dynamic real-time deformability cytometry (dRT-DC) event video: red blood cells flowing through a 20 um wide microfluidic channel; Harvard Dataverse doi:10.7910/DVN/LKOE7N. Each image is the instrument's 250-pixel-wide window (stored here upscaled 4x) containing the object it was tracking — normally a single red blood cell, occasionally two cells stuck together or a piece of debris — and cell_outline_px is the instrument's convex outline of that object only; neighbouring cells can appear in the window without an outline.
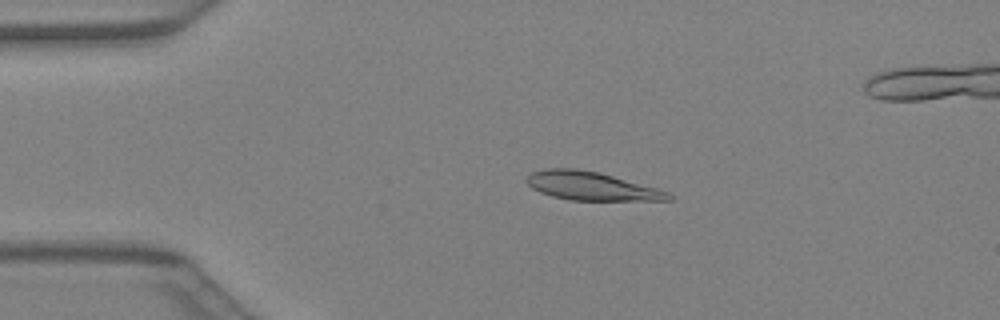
{"species": "Egyptian fruit bat (a non-hibernating species)", "species_latin": "Rousettus aegyptiacus", "temperature_condition": "warm", "stored_images_in_passage": 42, "segment_of_instrument_passage": [1, 2], "camera_frame_rate_fps": 3000, "um_per_image_px": 0.085, "animal": {"sex": "female"}, "frame": {"image": 1, "passage_image": 9, "time_ms": 2.667, "image_size_px": [1000, 320], "cell_outline_px": [[672, 200], [568, 200], [552, 196], [540, 192], [532, 188], [524, 180], [532, 172], [544, 168], [576, 168], [600, 172], [656, 188], [668, 192], [672, 196]], "centroid_in_image_um": [50.22, 15.8], "position_along_channel_um": 34.8, "area_um2": 23.47}}
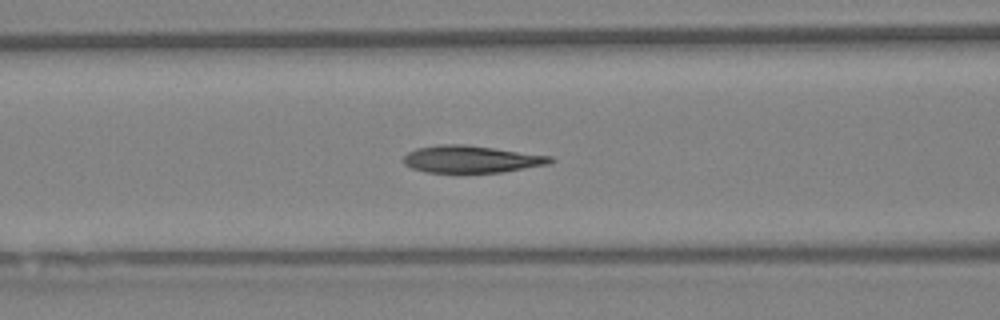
{"frame": {"image": 2, "passage_image": 17, "time_ms": 5.333, "image_size_px": [1000, 320], "cell_outline_px": [[556, 160], [548, 164], [500, 172], [460, 176], [424, 172], [412, 168], [404, 164], [404, 156], [408, 152], [416, 148], [436, 144], [464, 144], [552, 156]], "centroid_in_image_um": [40.0, 13.57], "position_along_channel_um": 126.6, "area_um2": 24.22}}
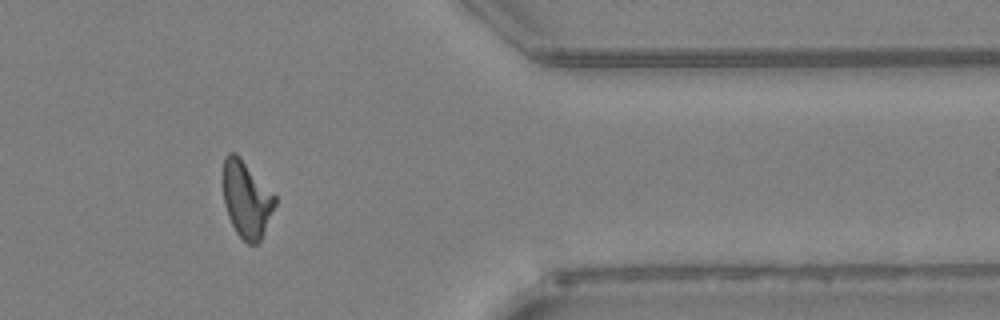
{"frame": {"image": 3, "passage_image": 34, "time_ms": 11.0, "image_size_px": [1000, 320], "cell_outline_px": [[276, 204], [260, 240], [256, 244], [248, 244], [236, 232], [228, 216], [224, 204], [224, 156], [228, 152], [236, 152], [276, 196]], "centroid_in_image_um": [20.95, 16.92], "position_along_channel_um": 390.4, "area_um2": 22.89}}